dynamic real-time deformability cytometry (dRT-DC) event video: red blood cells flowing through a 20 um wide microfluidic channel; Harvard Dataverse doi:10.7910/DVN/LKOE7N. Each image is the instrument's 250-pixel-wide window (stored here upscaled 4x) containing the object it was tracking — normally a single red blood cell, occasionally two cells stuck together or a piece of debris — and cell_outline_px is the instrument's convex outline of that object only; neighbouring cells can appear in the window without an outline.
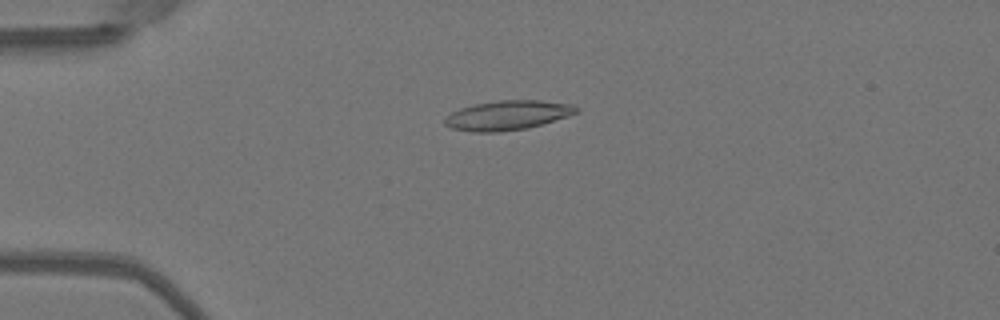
{"species": "Egyptian fruit bat (a non-hibernating species)", "species_latin": "Rousettus aegyptiacus", "temperature_condition": "warm", "stored_images_in_passage": 43, "camera_frame_rate_fps": 3000, "um_per_image_px": 0.085, "animal": {"sex": "female"}, "frame": {"image": 1, "passage_image": 5, "time_ms": 1.333, "image_size_px": [1000, 320], "cell_outline_px": [[580, 108], [576, 112], [568, 116], [540, 124], [524, 128], [500, 132], [472, 132], [452, 128], [444, 124], [444, 120], [452, 112], [460, 108], [476, 104], [496, 100], [540, 100], [576, 104]], "centroid_in_image_um": [43.16, 9.78], "position_along_channel_um": 41.8, "area_um2": 22.48}}
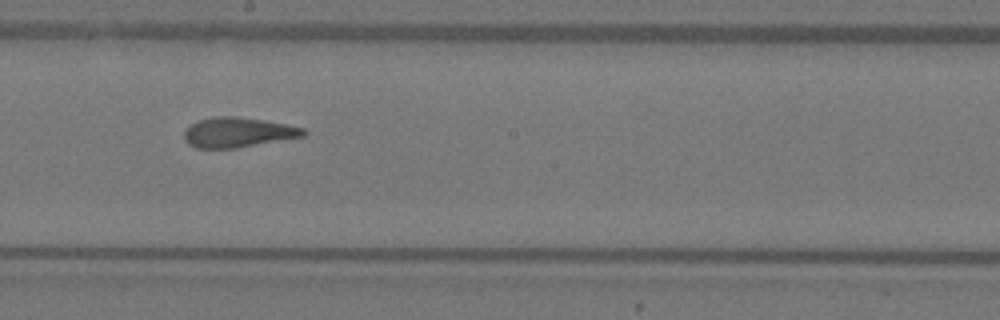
{"frame": {"image": 2, "passage_image": 21, "time_ms": 6.667, "image_size_px": [1000, 320], "cell_outline_px": [[308, 132], [304, 136], [236, 148], [196, 148], [188, 144], [184, 140], [184, 132], [192, 124], [200, 120], [216, 116], [232, 116], [260, 120], [284, 124], [304, 128]], "centroid_in_image_um": [20.21, 11.26], "position_along_channel_um": 228.0, "area_um2": 20.46}}
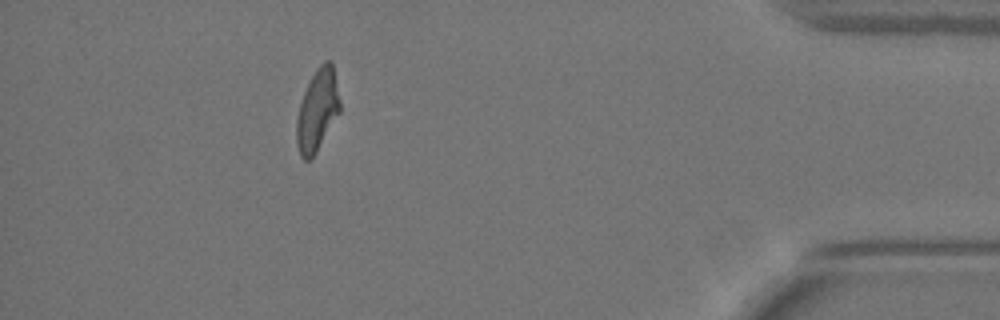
{"frame": {"image": 3, "passage_image": 38, "time_ms": 12.333, "image_size_px": [1000, 320], "cell_outline_px": [[340, 112], [316, 152], [308, 160], [304, 160], [300, 156], [296, 144], [296, 120], [300, 104], [304, 92], [316, 68], [324, 60], [332, 60], [340, 100]], "centroid_in_image_um": [26.98, 9.35], "position_along_channel_um": 408.2, "area_um2": 20.63}, "authors_computed_cell_mechanics": {"area_um2": 21.2126, "velocity_mm_per_s": 4.0417, "shape_relaxation_time_tau1_ms": 8.3524, "shape_relaxation_time_tau2_ms": 1.8399, "deformation_change_tau1": 0.2909, "deformation_change_tau2": 0.1192}}